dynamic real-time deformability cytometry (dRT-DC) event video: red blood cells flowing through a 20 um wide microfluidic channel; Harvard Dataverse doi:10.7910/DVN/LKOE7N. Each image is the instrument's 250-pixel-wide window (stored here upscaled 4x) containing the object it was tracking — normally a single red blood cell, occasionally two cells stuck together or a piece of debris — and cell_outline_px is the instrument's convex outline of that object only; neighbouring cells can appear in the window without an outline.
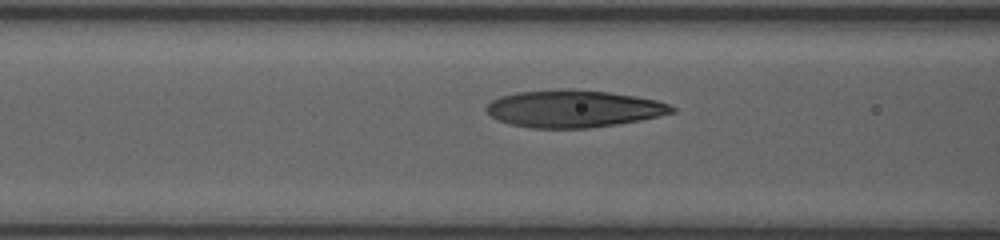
{"species": "human", "species_latin": "Homo sapiens", "temperature_condition": "room temperature", "stored_images_in_passage": 22, "camera_frame_rate_fps": 3000, "um_per_image_px": 0.085, "donor": {"sex": "female"}, "frame": {"image": 1, "passage_image": 10, "time_ms": 3.0, "image_size_px": [1000, 240], "cell_outline_px": [[676, 112], [660, 116], [640, 120], [616, 124], [588, 128], [532, 128], [508, 124], [492, 116], [484, 108], [492, 100], [500, 96], [516, 92], [572, 88], [608, 92], [636, 96], [656, 100], [668, 104], [676, 108]], "centroid_in_image_um": [48.76, 9.23], "position_along_channel_um": 117.8, "area_um2": 40.34}}
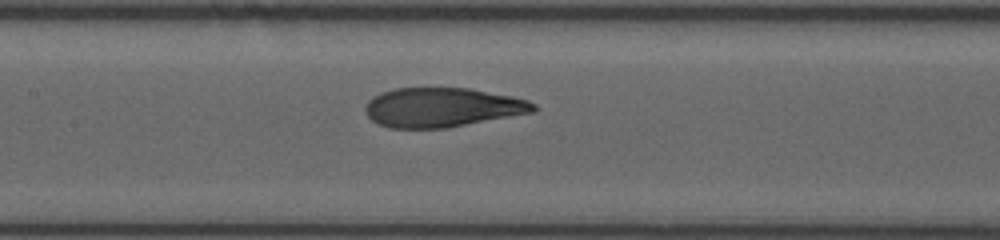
{"frame": {"image": 2, "passage_image": 14, "time_ms": 4.333, "image_size_px": [1000, 240], "cell_outline_px": [[536, 112], [448, 128], [388, 128], [376, 124], [368, 116], [364, 108], [368, 100], [372, 96], [380, 92], [392, 88], [468, 88], [512, 96], [528, 100], [536, 104]], "centroid_in_image_um": [37.58, 9.13], "position_along_channel_um": 169.8, "area_um2": 39.02}}
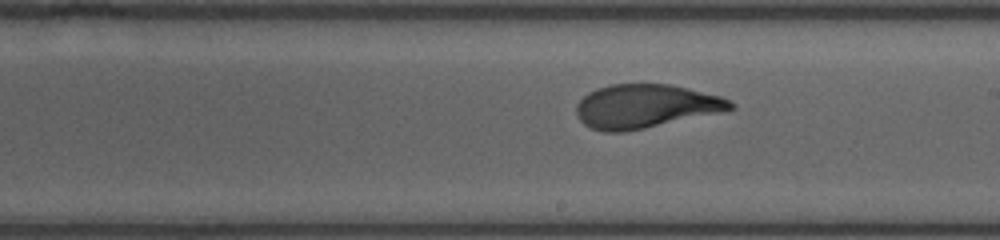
{"frame": {"image": 3, "passage_image": 19, "time_ms": 6.0, "image_size_px": [1000, 240], "cell_outline_px": [[736, 108], [720, 112], [644, 128], [624, 132], [604, 132], [592, 128], [584, 124], [576, 116], [576, 104], [588, 92], [596, 88], [612, 84], [668, 84], [688, 88], [720, 96], [736, 104]], "centroid_in_image_um": [54.83, 9.03], "position_along_channel_um": 234.2, "area_um2": 39.07}}